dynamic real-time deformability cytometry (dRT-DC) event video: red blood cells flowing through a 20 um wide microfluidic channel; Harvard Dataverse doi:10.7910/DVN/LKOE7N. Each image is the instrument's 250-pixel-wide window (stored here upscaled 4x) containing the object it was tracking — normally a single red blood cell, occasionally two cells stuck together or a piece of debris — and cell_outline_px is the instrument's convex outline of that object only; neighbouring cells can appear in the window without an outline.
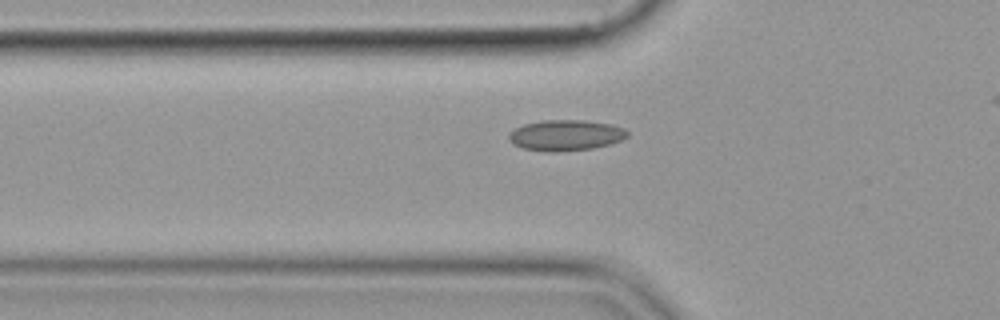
{"species": "common noctule bat (a hibernating species)", "species_latin": "Nyctalus noctula", "temperature_condition": "cold", "stored_images_in_passage": 49, "camera_frame_rate_fps": 3000, "um_per_image_px": 0.085, "animal": {"sex": "female", "body_mass_g": 19.9}, "frame": {"image": 1, "passage_image": 19, "time_ms": 6.0, "image_size_px": [1000, 320], "cell_outline_px": [[628, 136], [620, 140], [608, 144], [592, 148], [556, 152], [548, 152], [520, 148], [512, 144], [508, 140], [508, 136], [516, 128], [524, 124], [544, 120], [584, 120], [608, 124], [624, 128], [628, 132]], "centroid_in_image_um": [48.04, 11.5], "position_along_channel_um": 77.8, "area_um2": 21.15}}
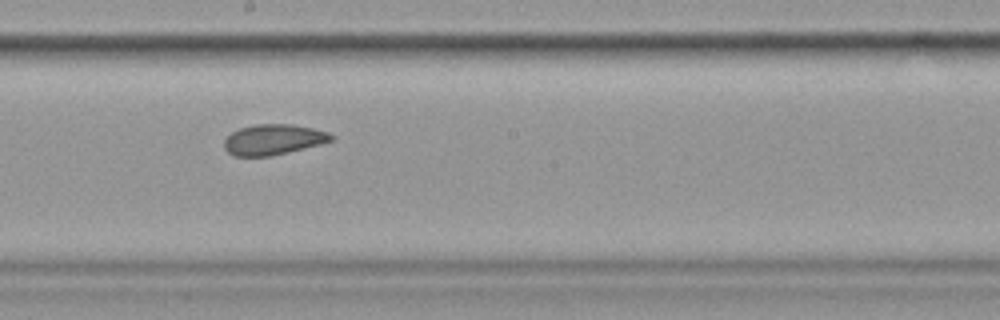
{"frame": {"image": 2, "passage_image": 31, "time_ms": 10.0, "image_size_px": [1000, 320], "cell_outline_px": [[336, 136], [332, 140], [320, 144], [288, 152], [268, 156], [236, 156], [228, 152], [224, 148], [224, 140], [232, 132], [240, 128], [256, 124], [292, 124], [312, 128], [328, 132]], "centroid_in_image_um": [23.24, 11.85], "position_along_channel_um": 225.0, "area_um2": 18.9}}
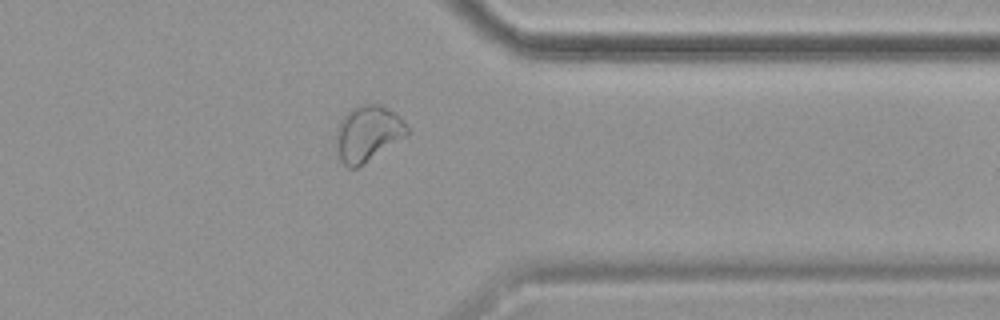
{"frame": {"image": 3, "passage_image": 44, "time_ms": 14.333, "image_size_px": [1000, 320], "cell_outline_px": [[412, 132], [408, 136], [356, 168], [348, 168], [336, 160], [336, 128], [340, 120], [352, 108], [360, 104], [380, 104], [396, 112], [404, 120]], "centroid_in_image_um": [31.27, 11.36], "position_along_channel_um": 380.1, "area_um2": 23.81}}